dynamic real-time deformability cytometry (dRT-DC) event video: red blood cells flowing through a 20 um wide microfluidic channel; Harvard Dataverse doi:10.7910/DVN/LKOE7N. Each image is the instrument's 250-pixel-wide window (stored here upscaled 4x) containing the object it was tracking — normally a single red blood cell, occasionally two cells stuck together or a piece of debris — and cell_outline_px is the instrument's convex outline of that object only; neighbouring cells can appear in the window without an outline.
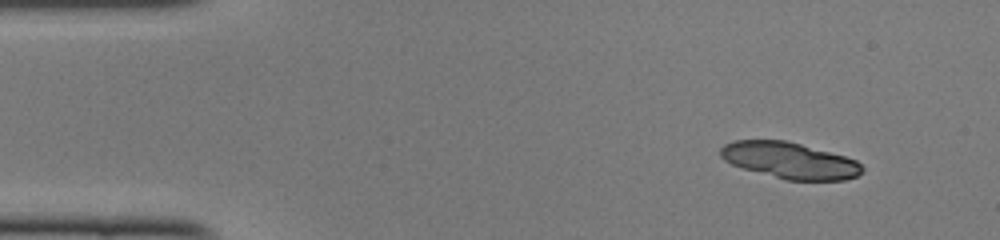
{"species": "common noctule bat (a hibernating species)", "species_latin": "Nyctalus noctula", "temperature_condition": "cold", "stored_images_in_passage": 45, "segment_of_instrument_passage": [1, 2], "camera_frame_rate_fps": 3000, "um_per_image_px": 0.085, "animal": {"sex": "female", "body_mass_g": 22.0, "forearm_length_mm": 56.7}, "frame": {"image": 1, "passage_image": 1, "time_ms": 0.0, "image_size_px": [1000, 240], "cell_outline_px": [[864, 168], [856, 176], [844, 180], [784, 180], [744, 168], [732, 164], [724, 160], [720, 156], [720, 148], [724, 144], [736, 140], [784, 140], [800, 144], [844, 156], [856, 160]], "centroid_in_image_um": [67.1, 13.64], "position_along_channel_um": 17.9, "area_um2": 29.65}}